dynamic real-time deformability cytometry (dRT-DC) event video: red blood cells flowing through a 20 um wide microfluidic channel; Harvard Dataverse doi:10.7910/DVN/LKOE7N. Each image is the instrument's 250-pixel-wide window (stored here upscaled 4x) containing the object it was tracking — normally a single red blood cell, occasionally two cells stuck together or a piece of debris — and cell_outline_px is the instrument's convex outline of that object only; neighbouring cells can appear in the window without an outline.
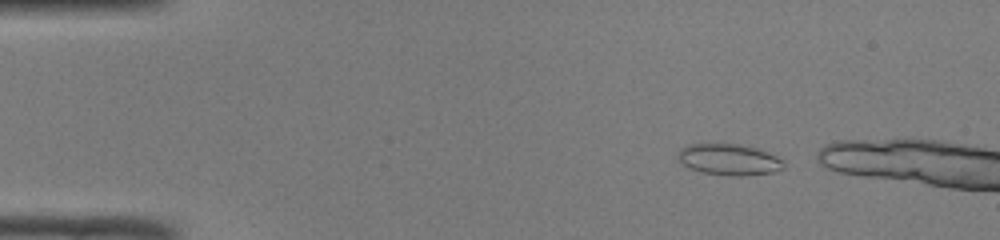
{"species": "common noctule bat (a hibernating species)", "species_latin": "Nyctalus noctula", "temperature_condition": "room temperature", "stored_images_in_passage": 8, "camera_frame_rate_fps": 3000, "um_per_image_px": 0.085, "animal": {"sex": "male", "body_mass_g": 19.0, "forearm_length_mm": 50.8}, "frame": {"image": 1, "passage_image": 3, "time_ms": 0.667, "image_size_px": [1000, 240], "cell_outline_px": [[784, 168], [772, 172], [740, 176], [728, 176], [704, 172], [688, 168], [676, 156], [680, 148], [688, 144], [740, 144], [756, 148], [776, 156], [784, 160]], "centroid_in_image_um": [61.96, 13.56], "position_along_channel_um": 23.0, "area_um2": 19.19}}